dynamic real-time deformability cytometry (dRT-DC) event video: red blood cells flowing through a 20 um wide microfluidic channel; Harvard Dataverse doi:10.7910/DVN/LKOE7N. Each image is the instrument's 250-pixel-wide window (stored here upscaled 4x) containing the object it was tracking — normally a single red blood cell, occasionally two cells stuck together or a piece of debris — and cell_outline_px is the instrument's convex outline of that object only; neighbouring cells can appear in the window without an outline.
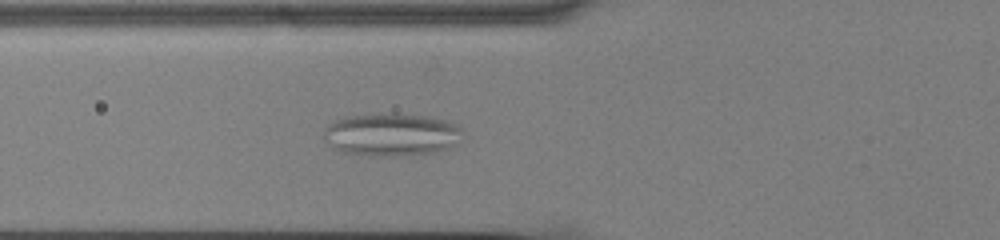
{"species": "common noctule bat (a hibernating species)", "species_latin": "Nyctalus noctula", "temperature_condition": "cold", "stored_images_in_passage": 50, "camera_frame_rate_fps": 3000, "um_per_image_px": 0.085, "animal": {"sex": "male", "body_mass_g": 13.0, "forearm_length_mm": 53.1}, "frame": {"image": 1, "passage_image": 15, "time_ms": 4.667, "image_size_px": [1000, 240], "cell_outline_px": [[464, 132], [456, 144], [448, 148], [436, 152], [400, 156], [372, 156], [344, 152], [336, 148], [324, 140], [324, 128], [336, 120], [344, 116], [380, 112], [432, 116], [460, 124]], "centroid_in_image_um": [33.32, 11.41], "position_along_channel_um": 92.5, "area_um2": 35.32}}
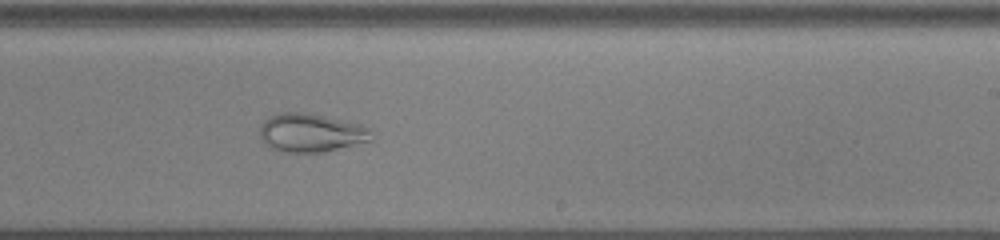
{"frame": {"image": 2, "passage_image": 29, "time_ms": 9.333, "image_size_px": [1000, 240], "cell_outline_px": [[372, 140], [324, 152], [280, 152], [272, 148], [260, 136], [260, 124], [264, 120], [280, 112], [304, 112], [360, 124], [372, 128]], "centroid_in_image_um": [26.45, 11.28], "position_along_channel_um": 262.5, "area_um2": 24.91}}
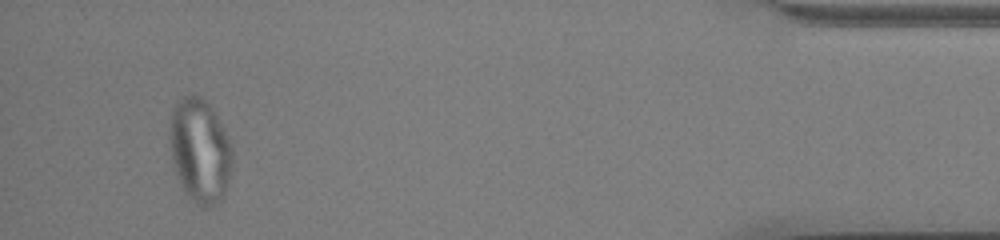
{"frame": {"image": 3, "passage_image": 47, "time_ms": 15.333, "image_size_px": [1000, 240], "cell_outline_px": [[232, 164], [228, 180], [224, 192], [220, 200], [216, 204], [204, 208], [196, 204], [184, 192], [172, 164], [168, 124], [172, 108], [184, 96], [200, 96], [212, 108], [232, 144]], "centroid_in_image_um": [16.97, 12.81], "position_along_channel_um": 418.2, "area_um2": 38.03}}